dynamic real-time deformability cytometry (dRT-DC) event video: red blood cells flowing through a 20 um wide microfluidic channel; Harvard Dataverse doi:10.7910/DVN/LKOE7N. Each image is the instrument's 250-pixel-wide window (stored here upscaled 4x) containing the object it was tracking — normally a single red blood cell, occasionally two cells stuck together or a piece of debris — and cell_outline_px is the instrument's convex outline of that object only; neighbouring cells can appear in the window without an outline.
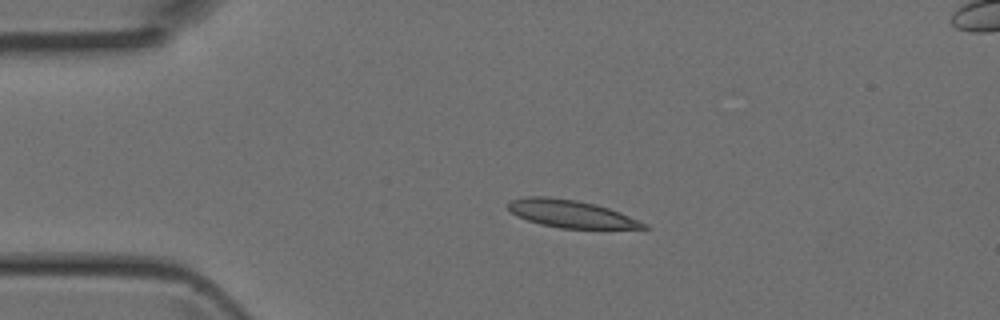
{"species": "Egyptian fruit bat (a non-hibernating species)", "species_latin": "Rousettus aegyptiacus", "temperature_condition": "room temperature", "stored_images_in_passage": 3, "camera_frame_rate_fps": 3000, "um_per_image_px": 0.085, "animal": {"sex": "female"}, "frame": {"image": 1, "passage_image": 2, "time_ms": 0.333, "image_size_px": [1000, 320], "cell_outline_px": [[652, 228], [560, 228], [540, 224], [516, 216], [508, 208], [508, 204], [512, 200], [524, 196], [548, 196], [576, 200], [596, 204], [620, 212], [648, 224]], "centroid_in_image_um": [48.53, 18.16], "position_along_channel_um": 36.5, "area_um2": 21.68}}